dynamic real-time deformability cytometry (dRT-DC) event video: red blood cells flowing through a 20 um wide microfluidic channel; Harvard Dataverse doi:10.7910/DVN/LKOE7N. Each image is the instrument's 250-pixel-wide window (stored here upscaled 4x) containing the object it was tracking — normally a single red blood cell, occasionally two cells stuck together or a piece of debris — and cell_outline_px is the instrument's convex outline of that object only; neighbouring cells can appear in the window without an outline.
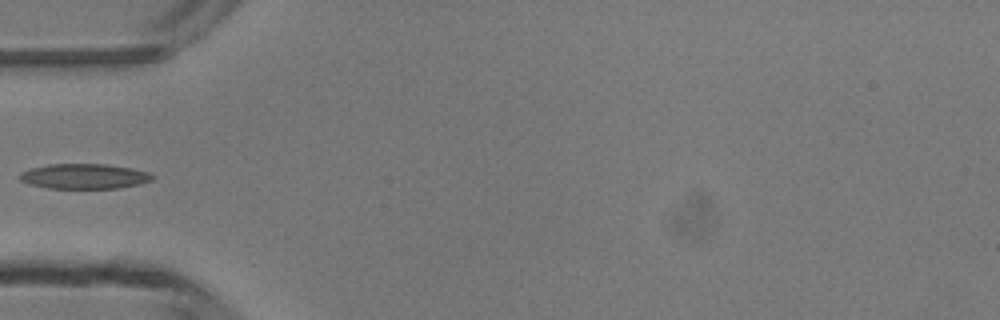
{"species": "common noctule bat (a hibernating species)", "species_latin": "Nyctalus noctula", "temperature_condition": "room temperature", "stored_images_in_passage": 4, "camera_frame_rate_fps": 3000, "um_per_image_px": 0.085, "animal": {"sex": "male", "body_mass_g": 13.3}, "frame": {"image": 1, "passage_image": 4, "time_ms": 3.333, "image_size_px": [1000, 320], "cell_outline_px": [[156, 176], [152, 180], [140, 184], [120, 188], [48, 188], [28, 184], [20, 180], [20, 172], [32, 168], [48, 164], [104, 164], [132, 168], [148, 172]], "centroid_in_image_um": [7.18, 14.98], "position_along_channel_um": 77.8, "area_um2": 19.42}}